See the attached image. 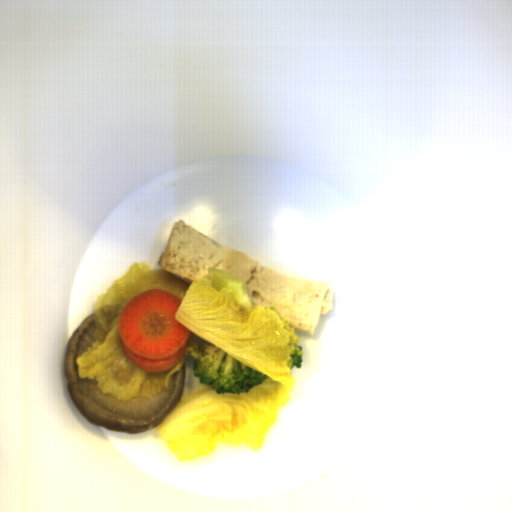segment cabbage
I'll return each instance as SVG.
<instances>
[{
	"mask_svg": "<svg viewBox=\"0 0 512 512\" xmlns=\"http://www.w3.org/2000/svg\"><path fill=\"white\" fill-rule=\"evenodd\" d=\"M211 281L192 282L175 320L269 378L248 393H217L212 386L181 399L155 428L179 462L207 458L217 443L259 450L297 385L287 367L293 348L280 316L259 305L241 311L236 290L217 292Z\"/></svg>",
	"mask_w": 512,
	"mask_h": 512,
	"instance_id": "4295e07d",
	"label": "cabbage"
},
{
	"mask_svg": "<svg viewBox=\"0 0 512 512\" xmlns=\"http://www.w3.org/2000/svg\"><path fill=\"white\" fill-rule=\"evenodd\" d=\"M128 269L127 274L113 281L106 293L97 295L93 307L96 329L92 334L96 342L76 358L80 378L95 379L102 393L124 403L138 396L149 399L168 388L171 374L182 367L188 352L195 360L202 357L201 345L189 336L181 360L166 371H144L128 359L119 332V317L127 303L151 289L167 291L182 300L191 287L162 267L150 268L146 261H136Z\"/></svg>",
	"mask_w": 512,
	"mask_h": 512,
	"instance_id": "f4c42f77",
	"label": "cabbage"
}]
</instances>
